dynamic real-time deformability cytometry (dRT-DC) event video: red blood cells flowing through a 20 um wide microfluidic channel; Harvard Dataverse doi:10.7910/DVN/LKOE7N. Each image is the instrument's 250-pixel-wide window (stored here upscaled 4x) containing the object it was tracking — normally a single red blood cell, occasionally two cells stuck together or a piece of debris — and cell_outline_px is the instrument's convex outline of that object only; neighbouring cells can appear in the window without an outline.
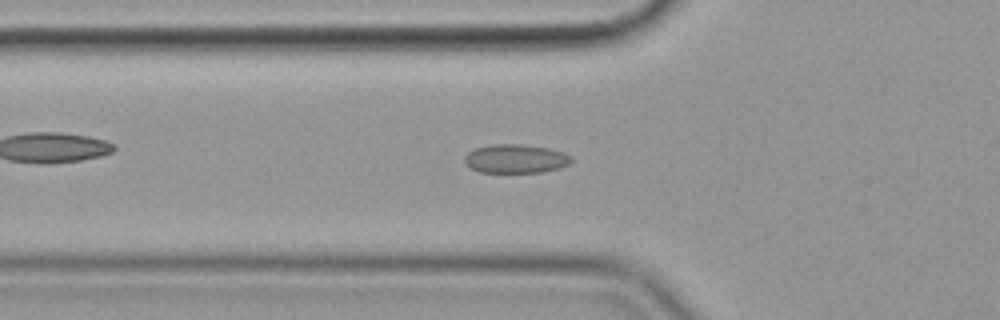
{"species": "common noctule bat (a hibernating species)", "species_latin": "Nyctalus noctula", "temperature_condition": "cold", "stored_images_in_passage": 57, "camera_frame_rate_fps": 3000, "um_per_image_px": 0.085, "animal": {"sex": "female", "body_mass_g": 19.9}, "frame": {"image": 1, "passage_image": 19, "time_ms": 6.0, "image_size_px": [1000, 320], "cell_outline_px": [[572, 160], [568, 164], [560, 168], [544, 172], [480, 172], [468, 168], [464, 164], [464, 156], [468, 152], [476, 148], [492, 144], [520, 144], [548, 148], [564, 152], [572, 156]], "centroid_in_image_um": [43.81, 13.49], "position_along_channel_um": 82.0, "area_um2": 18.09}}
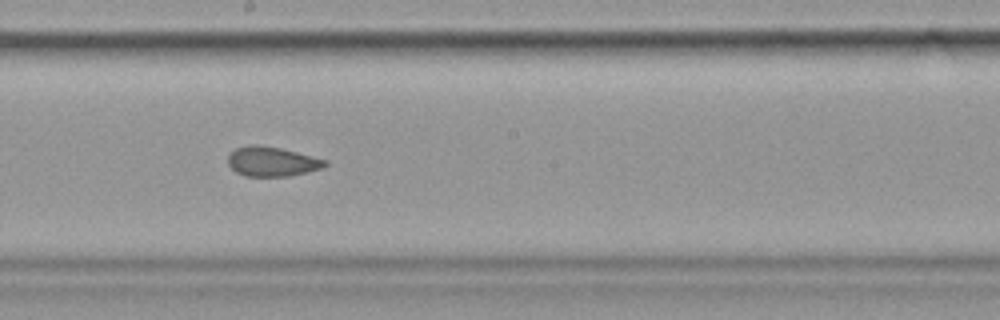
{"frame": {"image": 2, "passage_image": 31, "time_ms": 10.0, "image_size_px": [1000, 320], "cell_outline_px": [[328, 164], [324, 168], [308, 172], [288, 176], [244, 176], [236, 172], [228, 164], [228, 156], [236, 148], [252, 144], [260, 144], [280, 148], [328, 160]], "centroid_in_image_um": [23.14, 13.73], "position_along_channel_um": 225.1, "area_um2": 16.82}}
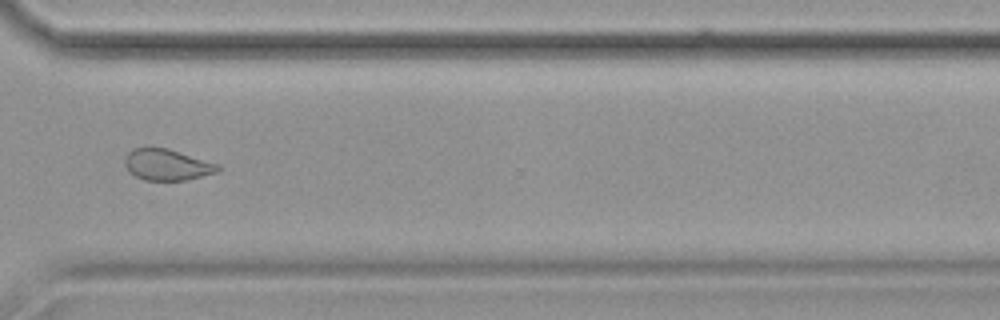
{"frame": {"image": 3, "passage_image": 42, "time_ms": 13.667, "image_size_px": [1000, 320], "cell_outline_px": [[224, 168], [216, 172], [184, 180], [144, 180], [128, 172], [124, 164], [124, 156], [132, 148], [148, 144], [168, 148], [220, 164]], "centroid_in_image_um": [14.15, 13.95], "position_along_channel_um": 356.5, "area_um2": 17.57}, "authors_computed_cell_mechanics": {"area_um2": 18.3226, "velocity_mm_per_s": 3.5778, "shape_relaxation_time_tau1_ms": null, "shape_relaxation_time_tau2_ms": 2.0703, "deformation_change_tau1": null, "deformation_change_tau2": 0.061}}